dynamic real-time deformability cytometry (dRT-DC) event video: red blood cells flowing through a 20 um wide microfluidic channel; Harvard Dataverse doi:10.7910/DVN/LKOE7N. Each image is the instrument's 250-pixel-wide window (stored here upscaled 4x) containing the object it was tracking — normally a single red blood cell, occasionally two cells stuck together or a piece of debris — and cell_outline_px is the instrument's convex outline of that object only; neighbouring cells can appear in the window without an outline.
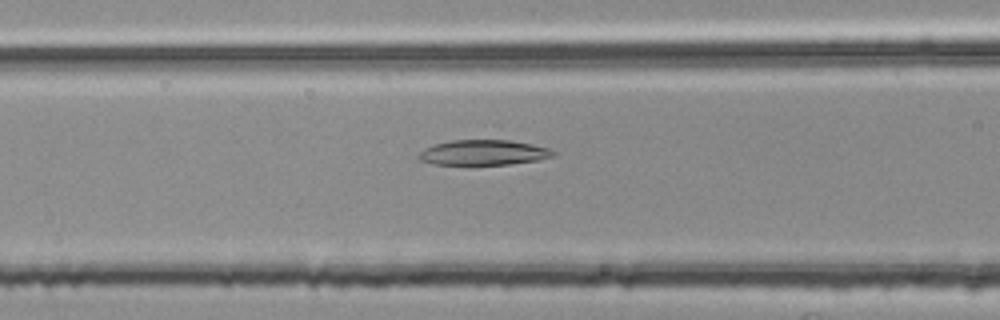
{"species": "common noctule bat (a hibernating species)", "species_latin": "Nyctalus noctula", "temperature_condition": "room temperature", "stored_images_in_passage": 33, "camera_frame_rate_fps": 3000, "um_per_image_px": 0.085, "animal": {"sex": "female", "body_mass_g": 25.1}, "frame": {"image": 1, "passage_image": 9, "time_ms": 2.667, "image_size_px": [1000, 320], "cell_outline_px": [[556, 156], [540, 160], [508, 164], [436, 164], [420, 160], [416, 156], [424, 148], [436, 144], [452, 140], [508, 140], [532, 144], [548, 148], [556, 152]], "centroid_in_image_um": [41.13, 12.96], "position_along_channel_um": 125.5, "area_um2": 19.65}}
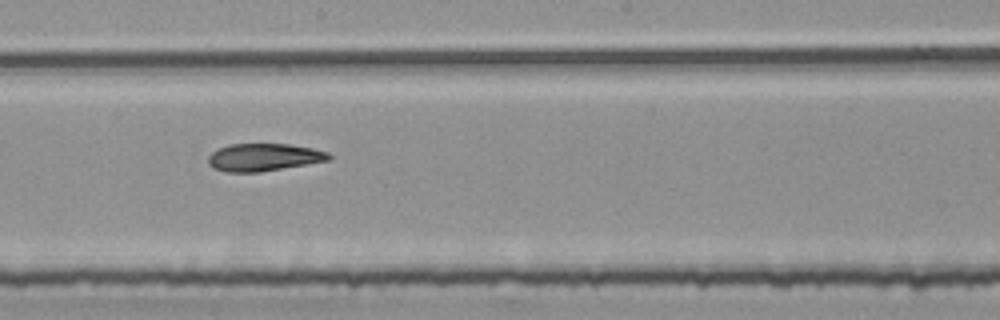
{"frame": {"image": 2, "passage_image": 17, "time_ms": 5.333, "image_size_px": [1000, 320], "cell_outline_px": [[332, 156], [328, 160], [260, 172], [224, 172], [212, 168], [208, 164], [208, 156], [212, 152], [228, 144], [288, 144], [312, 148], [328, 152]], "centroid_in_image_um": [22.37, 13.37], "position_along_channel_um": 225.8, "area_um2": 19.31}}
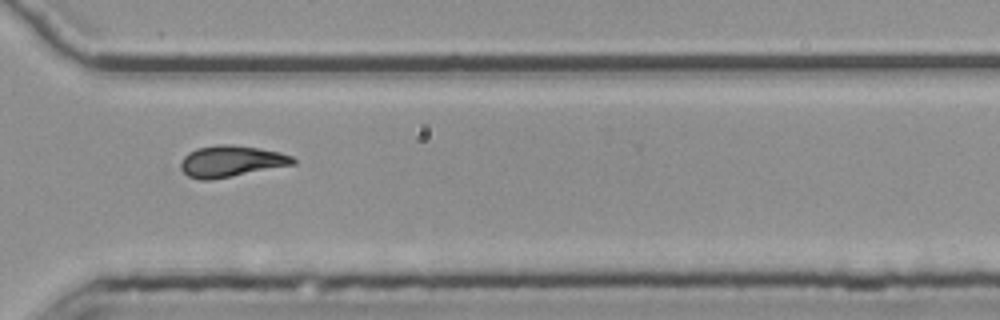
{"frame": {"image": 3, "passage_image": 27, "time_ms": 8.667, "image_size_px": [1000, 320], "cell_outline_px": [[296, 164], [212, 180], [200, 180], [188, 176], [180, 168], [180, 164], [184, 156], [188, 152], [196, 148], [216, 144], [232, 144], [260, 148], [280, 152], [292, 156], [296, 160]], "centroid_in_image_um": [19.64, 13.7], "position_along_channel_um": 351.0, "area_um2": 20.75}, "authors_computed_cell_mechanics": {"area_um2": 20.2878, "velocity_mm_per_s": 3.7681, "shape_relaxation_time_tau1_ms": null, "shape_relaxation_time_tau2_ms": 4.4808, "deformation_change_tau1": null, "deformation_change_tau2": 0.126}}